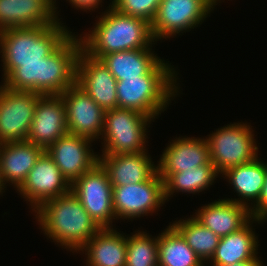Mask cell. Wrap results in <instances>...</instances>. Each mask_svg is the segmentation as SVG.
<instances>
[{
  "mask_svg": "<svg viewBox=\"0 0 267 266\" xmlns=\"http://www.w3.org/2000/svg\"><path fill=\"white\" fill-rule=\"evenodd\" d=\"M77 37L71 34L40 64L15 68L3 79V86L15 91L61 95L76 83L77 58L82 50L81 38Z\"/></svg>",
  "mask_w": 267,
  "mask_h": 266,
  "instance_id": "obj_1",
  "label": "cell"
},
{
  "mask_svg": "<svg viewBox=\"0 0 267 266\" xmlns=\"http://www.w3.org/2000/svg\"><path fill=\"white\" fill-rule=\"evenodd\" d=\"M34 212L45 235L71 252H80L101 229L72 191L45 201Z\"/></svg>",
  "mask_w": 267,
  "mask_h": 266,
  "instance_id": "obj_2",
  "label": "cell"
},
{
  "mask_svg": "<svg viewBox=\"0 0 267 266\" xmlns=\"http://www.w3.org/2000/svg\"><path fill=\"white\" fill-rule=\"evenodd\" d=\"M99 17L90 34L80 36L82 49L90 56H102L124 50L151 48L155 42L151 23L120 13L112 5ZM111 8V9H110ZM153 42V43H152Z\"/></svg>",
  "mask_w": 267,
  "mask_h": 266,
  "instance_id": "obj_3",
  "label": "cell"
},
{
  "mask_svg": "<svg viewBox=\"0 0 267 266\" xmlns=\"http://www.w3.org/2000/svg\"><path fill=\"white\" fill-rule=\"evenodd\" d=\"M59 21L53 25L12 28L0 32V53L5 79L21 65L40 64L71 34Z\"/></svg>",
  "mask_w": 267,
  "mask_h": 266,
  "instance_id": "obj_4",
  "label": "cell"
},
{
  "mask_svg": "<svg viewBox=\"0 0 267 266\" xmlns=\"http://www.w3.org/2000/svg\"><path fill=\"white\" fill-rule=\"evenodd\" d=\"M172 67L162 60L148 75L117 81V107L157 118L179 92L178 74Z\"/></svg>",
  "mask_w": 267,
  "mask_h": 266,
  "instance_id": "obj_5",
  "label": "cell"
},
{
  "mask_svg": "<svg viewBox=\"0 0 267 266\" xmlns=\"http://www.w3.org/2000/svg\"><path fill=\"white\" fill-rule=\"evenodd\" d=\"M150 118L136 110L114 108L104 113L102 154L137 153L147 151V126Z\"/></svg>",
  "mask_w": 267,
  "mask_h": 266,
  "instance_id": "obj_6",
  "label": "cell"
},
{
  "mask_svg": "<svg viewBox=\"0 0 267 266\" xmlns=\"http://www.w3.org/2000/svg\"><path fill=\"white\" fill-rule=\"evenodd\" d=\"M247 124L241 122L228 124L206 137L210 161L218 174H223L230 168L248 163L258 157L254 131L252 126Z\"/></svg>",
  "mask_w": 267,
  "mask_h": 266,
  "instance_id": "obj_7",
  "label": "cell"
},
{
  "mask_svg": "<svg viewBox=\"0 0 267 266\" xmlns=\"http://www.w3.org/2000/svg\"><path fill=\"white\" fill-rule=\"evenodd\" d=\"M71 191L101 229L113 228V187L99 162L71 184Z\"/></svg>",
  "mask_w": 267,
  "mask_h": 266,
  "instance_id": "obj_8",
  "label": "cell"
},
{
  "mask_svg": "<svg viewBox=\"0 0 267 266\" xmlns=\"http://www.w3.org/2000/svg\"><path fill=\"white\" fill-rule=\"evenodd\" d=\"M40 96L0 85V144L27 140Z\"/></svg>",
  "mask_w": 267,
  "mask_h": 266,
  "instance_id": "obj_9",
  "label": "cell"
},
{
  "mask_svg": "<svg viewBox=\"0 0 267 266\" xmlns=\"http://www.w3.org/2000/svg\"><path fill=\"white\" fill-rule=\"evenodd\" d=\"M112 198L116 219L144 217L166 202L164 181L156 172L145 182L113 187Z\"/></svg>",
  "mask_w": 267,
  "mask_h": 266,
  "instance_id": "obj_10",
  "label": "cell"
},
{
  "mask_svg": "<svg viewBox=\"0 0 267 266\" xmlns=\"http://www.w3.org/2000/svg\"><path fill=\"white\" fill-rule=\"evenodd\" d=\"M213 9L204 0H161L151 30L155 41L194 29Z\"/></svg>",
  "mask_w": 267,
  "mask_h": 266,
  "instance_id": "obj_11",
  "label": "cell"
},
{
  "mask_svg": "<svg viewBox=\"0 0 267 266\" xmlns=\"http://www.w3.org/2000/svg\"><path fill=\"white\" fill-rule=\"evenodd\" d=\"M17 191L30 202L32 210L35 211L45 201L69 193L71 184L44 151Z\"/></svg>",
  "mask_w": 267,
  "mask_h": 266,
  "instance_id": "obj_12",
  "label": "cell"
},
{
  "mask_svg": "<svg viewBox=\"0 0 267 266\" xmlns=\"http://www.w3.org/2000/svg\"><path fill=\"white\" fill-rule=\"evenodd\" d=\"M66 105V122L69 134L96 141L104 128L103 110L76 83L61 94ZM96 139V140H95Z\"/></svg>",
  "mask_w": 267,
  "mask_h": 266,
  "instance_id": "obj_13",
  "label": "cell"
},
{
  "mask_svg": "<svg viewBox=\"0 0 267 266\" xmlns=\"http://www.w3.org/2000/svg\"><path fill=\"white\" fill-rule=\"evenodd\" d=\"M92 142L93 140L89 138L67 133L45 151L63 176L72 184L99 162V155L93 153L91 148Z\"/></svg>",
  "mask_w": 267,
  "mask_h": 266,
  "instance_id": "obj_14",
  "label": "cell"
},
{
  "mask_svg": "<svg viewBox=\"0 0 267 266\" xmlns=\"http://www.w3.org/2000/svg\"><path fill=\"white\" fill-rule=\"evenodd\" d=\"M76 84L103 110L117 108L116 78L100 59L83 49L77 58Z\"/></svg>",
  "mask_w": 267,
  "mask_h": 266,
  "instance_id": "obj_15",
  "label": "cell"
},
{
  "mask_svg": "<svg viewBox=\"0 0 267 266\" xmlns=\"http://www.w3.org/2000/svg\"><path fill=\"white\" fill-rule=\"evenodd\" d=\"M67 133L66 105L62 96L41 95L37 100L27 141L46 150Z\"/></svg>",
  "mask_w": 267,
  "mask_h": 266,
  "instance_id": "obj_16",
  "label": "cell"
},
{
  "mask_svg": "<svg viewBox=\"0 0 267 266\" xmlns=\"http://www.w3.org/2000/svg\"><path fill=\"white\" fill-rule=\"evenodd\" d=\"M56 0H0V32L59 22Z\"/></svg>",
  "mask_w": 267,
  "mask_h": 266,
  "instance_id": "obj_17",
  "label": "cell"
},
{
  "mask_svg": "<svg viewBox=\"0 0 267 266\" xmlns=\"http://www.w3.org/2000/svg\"><path fill=\"white\" fill-rule=\"evenodd\" d=\"M181 137L171 140L157 165L158 175L165 181L171 174L202 165H213L204 138Z\"/></svg>",
  "mask_w": 267,
  "mask_h": 266,
  "instance_id": "obj_18",
  "label": "cell"
},
{
  "mask_svg": "<svg viewBox=\"0 0 267 266\" xmlns=\"http://www.w3.org/2000/svg\"><path fill=\"white\" fill-rule=\"evenodd\" d=\"M146 151L137 153L102 154L99 163L108 174L112 187L149 180L157 166Z\"/></svg>",
  "mask_w": 267,
  "mask_h": 266,
  "instance_id": "obj_19",
  "label": "cell"
},
{
  "mask_svg": "<svg viewBox=\"0 0 267 266\" xmlns=\"http://www.w3.org/2000/svg\"><path fill=\"white\" fill-rule=\"evenodd\" d=\"M195 214L194 219L220 238L240 230L252 219L250 208L228 199L201 206Z\"/></svg>",
  "mask_w": 267,
  "mask_h": 266,
  "instance_id": "obj_20",
  "label": "cell"
},
{
  "mask_svg": "<svg viewBox=\"0 0 267 266\" xmlns=\"http://www.w3.org/2000/svg\"><path fill=\"white\" fill-rule=\"evenodd\" d=\"M45 150L27 140L0 144V173L4 186L14 185L16 190Z\"/></svg>",
  "mask_w": 267,
  "mask_h": 266,
  "instance_id": "obj_21",
  "label": "cell"
},
{
  "mask_svg": "<svg viewBox=\"0 0 267 266\" xmlns=\"http://www.w3.org/2000/svg\"><path fill=\"white\" fill-rule=\"evenodd\" d=\"M127 235L113 228H102L80 251H84L87 266H125Z\"/></svg>",
  "mask_w": 267,
  "mask_h": 266,
  "instance_id": "obj_22",
  "label": "cell"
},
{
  "mask_svg": "<svg viewBox=\"0 0 267 266\" xmlns=\"http://www.w3.org/2000/svg\"><path fill=\"white\" fill-rule=\"evenodd\" d=\"M255 221L264 222L252 218L240 230L221 237L209 263L221 266L257 258L258 238L251 228Z\"/></svg>",
  "mask_w": 267,
  "mask_h": 266,
  "instance_id": "obj_23",
  "label": "cell"
},
{
  "mask_svg": "<svg viewBox=\"0 0 267 266\" xmlns=\"http://www.w3.org/2000/svg\"><path fill=\"white\" fill-rule=\"evenodd\" d=\"M260 160L257 157L248 163L230 168L222 174V176H225L223 178L229 180V184L241 197L238 199L228 198V200L243 204L248 208H250V202L248 203V201H254L251 202V206L258 201L266 176V161Z\"/></svg>",
  "mask_w": 267,
  "mask_h": 266,
  "instance_id": "obj_24",
  "label": "cell"
},
{
  "mask_svg": "<svg viewBox=\"0 0 267 266\" xmlns=\"http://www.w3.org/2000/svg\"><path fill=\"white\" fill-rule=\"evenodd\" d=\"M152 48L124 50L100 58L116 81L148 75L161 61Z\"/></svg>",
  "mask_w": 267,
  "mask_h": 266,
  "instance_id": "obj_25",
  "label": "cell"
},
{
  "mask_svg": "<svg viewBox=\"0 0 267 266\" xmlns=\"http://www.w3.org/2000/svg\"><path fill=\"white\" fill-rule=\"evenodd\" d=\"M158 266H204V263L170 224L158 236Z\"/></svg>",
  "mask_w": 267,
  "mask_h": 266,
  "instance_id": "obj_26",
  "label": "cell"
},
{
  "mask_svg": "<svg viewBox=\"0 0 267 266\" xmlns=\"http://www.w3.org/2000/svg\"><path fill=\"white\" fill-rule=\"evenodd\" d=\"M214 165H202L171 174L164 181V196L167 201L175 192L199 193L213 185L218 177Z\"/></svg>",
  "mask_w": 267,
  "mask_h": 266,
  "instance_id": "obj_27",
  "label": "cell"
},
{
  "mask_svg": "<svg viewBox=\"0 0 267 266\" xmlns=\"http://www.w3.org/2000/svg\"><path fill=\"white\" fill-rule=\"evenodd\" d=\"M185 239L187 245L204 261H209L217 248L220 237L192 217L171 224Z\"/></svg>",
  "mask_w": 267,
  "mask_h": 266,
  "instance_id": "obj_28",
  "label": "cell"
},
{
  "mask_svg": "<svg viewBox=\"0 0 267 266\" xmlns=\"http://www.w3.org/2000/svg\"><path fill=\"white\" fill-rule=\"evenodd\" d=\"M151 236L139 230L127 236L125 266H158V236Z\"/></svg>",
  "mask_w": 267,
  "mask_h": 266,
  "instance_id": "obj_29",
  "label": "cell"
},
{
  "mask_svg": "<svg viewBox=\"0 0 267 266\" xmlns=\"http://www.w3.org/2000/svg\"><path fill=\"white\" fill-rule=\"evenodd\" d=\"M161 0H112L110 3L120 13L142 18L149 23L155 18Z\"/></svg>",
  "mask_w": 267,
  "mask_h": 266,
  "instance_id": "obj_30",
  "label": "cell"
},
{
  "mask_svg": "<svg viewBox=\"0 0 267 266\" xmlns=\"http://www.w3.org/2000/svg\"><path fill=\"white\" fill-rule=\"evenodd\" d=\"M250 214L253 219L265 221L267 220V163L266 176L262 188V192L258 201L250 206Z\"/></svg>",
  "mask_w": 267,
  "mask_h": 266,
  "instance_id": "obj_31",
  "label": "cell"
},
{
  "mask_svg": "<svg viewBox=\"0 0 267 266\" xmlns=\"http://www.w3.org/2000/svg\"><path fill=\"white\" fill-rule=\"evenodd\" d=\"M71 5L76 8L77 10H94L98 8L102 0H67Z\"/></svg>",
  "mask_w": 267,
  "mask_h": 266,
  "instance_id": "obj_32",
  "label": "cell"
},
{
  "mask_svg": "<svg viewBox=\"0 0 267 266\" xmlns=\"http://www.w3.org/2000/svg\"><path fill=\"white\" fill-rule=\"evenodd\" d=\"M263 262L259 260V258H255L254 260H246L237 262L234 264H228V265H221V266H263Z\"/></svg>",
  "mask_w": 267,
  "mask_h": 266,
  "instance_id": "obj_33",
  "label": "cell"
},
{
  "mask_svg": "<svg viewBox=\"0 0 267 266\" xmlns=\"http://www.w3.org/2000/svg\"><path fill=\"white\" fill-rule=\"evenodd\" d=\"M212 9L214 8L215 5H217L216 3L220 0H204Z\"/></svg>",
  "mask_w": 267,
  "mask_h": 266,
  "instance_id": "obj_34",
  "label": "cell"
},
{
  "mask_svg": "<svg viewBox=\"0 0 267 266\" xmlns=\"http://www.w3.org/2000/svg\"><path fill=\"white\" fill-rule=\"evenodd\" d=\"M6 188V186H4L2 178H1V173H0V195L3 192L4 193V189Z\"/></svg>",
  "mask_w": 267,
  "mask_h": 266,
  "instance_id": "obj_35",
  "label": "cell"
}]
</instances>
